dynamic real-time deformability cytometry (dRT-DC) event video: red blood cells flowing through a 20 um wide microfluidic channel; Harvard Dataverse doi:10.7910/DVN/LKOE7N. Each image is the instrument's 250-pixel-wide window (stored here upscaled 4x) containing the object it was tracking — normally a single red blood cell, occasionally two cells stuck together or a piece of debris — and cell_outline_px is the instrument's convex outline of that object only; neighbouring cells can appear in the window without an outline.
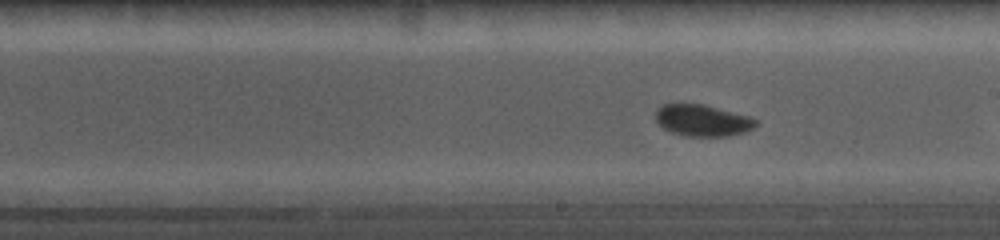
{"species": "common noctule bat (a hibernating species)", "species_latin": "Nyctalus noctula", "temperature_condition": "cold", "stored_images_in_passage": 90, "camera_frame_rate_fps": 5000, "um_per_image_px": 0.085, "animal": {"sex": "female", "body_mass_g": 19.0, "forearm_length_mm": 56.7}, "frame": {"image": 1, "passage_image": 36, "time_ms": 4.8, "image_size_px": [1000, 240], "cell_outline_px": [[760, 120], [752, 128], [744, 132], [728, 136], [688, 136], [672, 132], [664, 128], [656, 120], [656, 112], [664, 104], [700, 104], [748, 116]], "centroid_in_image_um": [59.73, 10.25], "position_along_channel_um": 229.3, "area_um2": 17.98}}
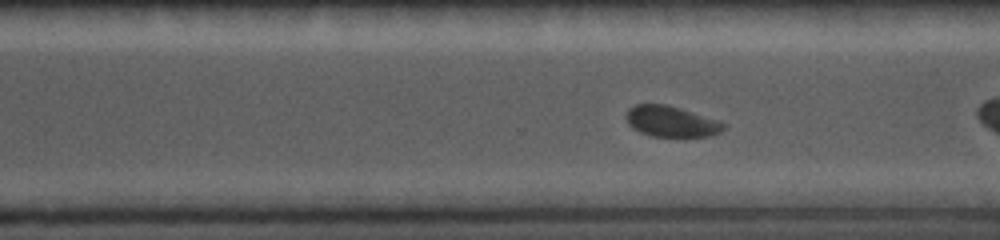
{"frame": {"image": 2, "passage_image": 55, "time_ms": 7.0, "image_size_px": [1000, 240], "cell_outline_px": [[728, 128], [712, 136], [652, 136], [640, 132], [632, 128], [628, 124], [628, 108], [636, 104], [664, 104], [680, 108], [720, 120], [728, 124]], "centroid_in_image_um": [57.13, 10.33], "position_along_channel_um": 313.5, "area_um2": 17.57}}
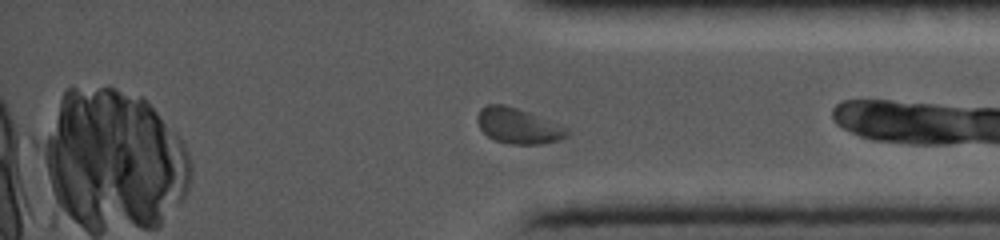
{"frame": {"image": 3, "passage_image": 66, "time_ms": 9.0, "image_size_px": [1000, 240], "cell_outline_px": [[568, 136], [556, 140], [540, 144], [512, 144], [496, 140], [488, 136], [480, 128], [476, 120], [476, 116], [480, 108], [488, 104], [504, 104], [528, 112], [560, 124], [568, 128]], "centroid_in_image_um": [44.02, 10.68], "position_along_channel_um": 391.2, "area_um2": 18.44}}